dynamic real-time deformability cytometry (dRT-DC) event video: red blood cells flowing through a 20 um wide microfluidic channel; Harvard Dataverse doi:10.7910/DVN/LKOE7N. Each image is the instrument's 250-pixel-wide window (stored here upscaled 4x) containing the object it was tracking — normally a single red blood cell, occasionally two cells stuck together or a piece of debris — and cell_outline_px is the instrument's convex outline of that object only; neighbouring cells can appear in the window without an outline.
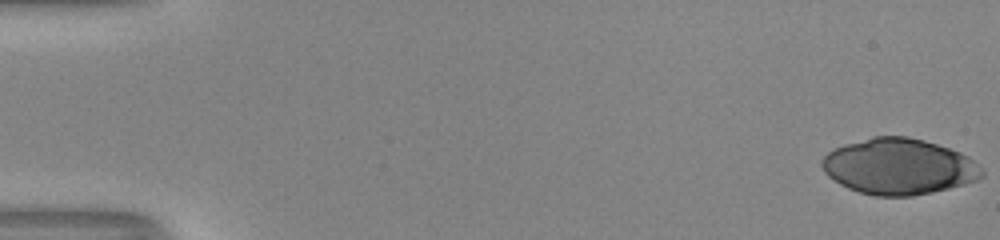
{"species": "human", "species_latin": "Homo sapiens", "temperature_condition": "room temperature", "stored_images_in_passage": 21, "camera_frame_rate_fps": 3000, "um_per_image_px": 0.085, "donor": {"sex": "male"}, "frame": {"image": 1, "passage_image": 1, "time_ms": 0.0, "image_size_px": [1000, 240], "cell_outline_px": [[984, 176], [976, 180], [964, 184], [932, 192], [912, 196], [876, 196], [860, 192], [848, 188], [840, 184], [828, 176], [824, 172], [820, 164], [820, 160], [828, 152], [844, 144], [872, 136], [908, 136], [924, 140], [960, 152], [968, 156], [984, 172]], "centroid_in_image_um": [76.37, 14.15], "position_along_channel_um": 8.6, "area_um2": 52.08}}
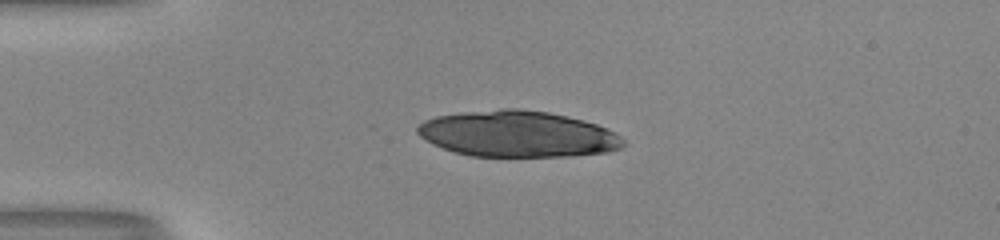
{"frame": {"image": 2, "passage_image": 14, "time_ms": 4.333, "image_size_px": [1000, 240], "cell_outline_px": [[628, 144], [620, 148], [608, 152], [568, 156], [472, 156], [456, 152], [432, 144], [420, 136], [416, 132], [416, 128], [424, 120], [436, 116], [464, 112], [500, 108], [520, 108], [548, 112], [568, 116], [584, 120], [608, 128], [620, 136]], "centroid_in_image_um": [44.02, 11.38], "position_along_channel_um": 41.0, "area_um2": 55.55}}